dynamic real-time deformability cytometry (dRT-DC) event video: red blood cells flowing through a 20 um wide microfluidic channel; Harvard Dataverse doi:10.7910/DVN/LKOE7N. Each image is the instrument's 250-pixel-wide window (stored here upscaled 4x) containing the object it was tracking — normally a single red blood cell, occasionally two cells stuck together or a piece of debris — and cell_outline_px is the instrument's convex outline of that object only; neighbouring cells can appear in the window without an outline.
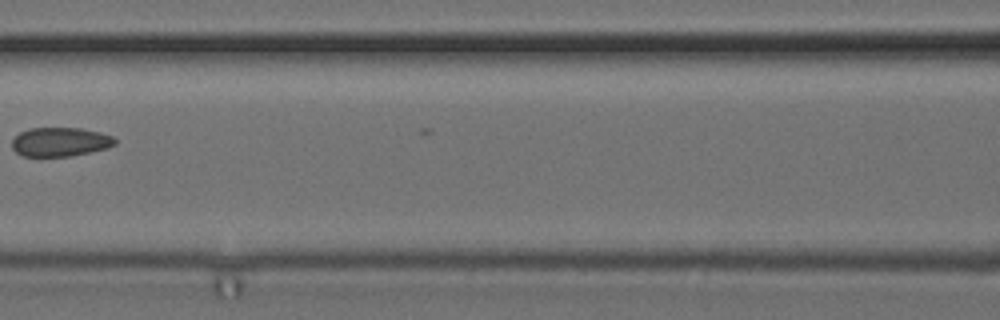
{"species": "common noctule bat (a hibernating species)", "species_latin": "Nyctalus noctula", "temperature_condition": "cold", "stored_images_in_passage": 8, "camera_frame_rate_fps": 3000, "um_per_image_px": 0.085, "animal": {"sex": "female", "body_mass_g": 24.6, "forearm_length_mm": 56.2}, "frame": {"image": 1, "passage_image": 6, "time_ms": 1.667, "image_size_px": [1000, 320], "cell_outline_px": [[116, 144], [108, 148], [72, 156], [20, 156], [12, 148], [12, 140], [20, 132], [28, 128], [80, 128], [100, 132], [112, 136], [116, 140]], "centroid_in_image_um": [5.11, 12.06], "position_along_channel_um": 161.5, "area_um2": 17.51}}
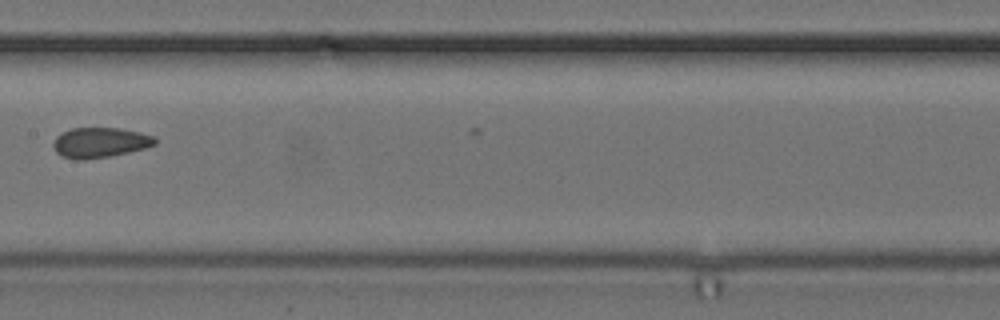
{"frame": {"image": 2, "passage_image": 7, "time_ms": 2.0, "image_size_px": [1000, 320], "cell_outline_px": [[156, 144], [144, 148], [112, 156], [84, 160], [76, 160], [60, 156], [56, 152], [52, 144], [56, 136], [72, 128], [120, 128], [140, 132], [156, 136]], "centroid_in_image_um": [8.5, 12.12], "position_along_channel_um": 198.9, "area_um2": 18.03}}
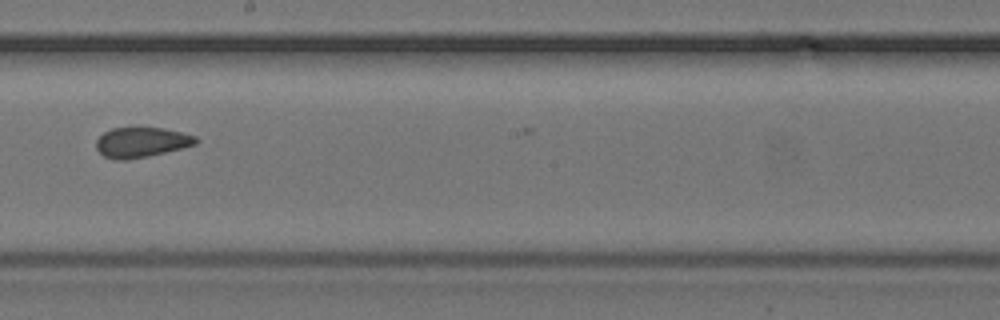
{"frame": {"image": 3, "passage_image": 8, "time_ms": 2.333, "image_size_px": [1000, 320], "cell_outline_px": [[200, 140], [196, 144], [148, 156], [128, 160], [116, 160], [104, 156], [96, 148], [96, 140], [104, 132], [112, 128], [164, 128], [196, 136]], "centroid_in_image_um": [12.01, 12.1], "position_along_channel_um": 236.2, "area_um2": 17.34}}